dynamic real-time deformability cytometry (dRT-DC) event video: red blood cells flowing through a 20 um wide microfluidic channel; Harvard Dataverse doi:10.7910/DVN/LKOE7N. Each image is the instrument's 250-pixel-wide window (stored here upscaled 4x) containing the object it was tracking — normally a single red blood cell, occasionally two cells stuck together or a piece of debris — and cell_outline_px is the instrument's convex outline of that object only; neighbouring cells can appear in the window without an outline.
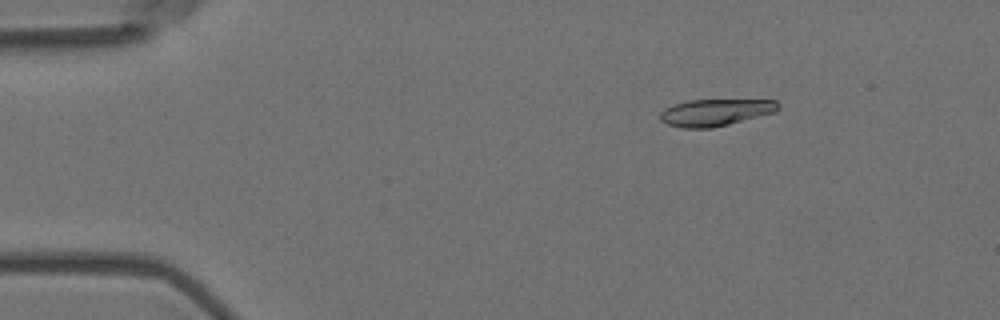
{"species": "Egyptian fruit bat (a non-hibernating species)", "species_latin": "Rousettus aegyptiacus", "temperature_condition": "room temperature", "stored_images_in_passage": 11, "camera_frame_rate_fps": 3000, "um_per_image_px": 0.085, "animal": {"sex": "female"}, "frame": {"image": 1, "passage_image": 3, "time_ms": 0.667, "image_size_px": [1000, 320], "cell_outline_px": [[780, 108], [776, 112], [712, 128], [684, 128], [668, 124], [660, 120], [660, 112], [664, 108], [688, 100], [776, 100], [780, 104]], "centroid_in_image_um": [60.82, 9.55], "position_along_channel_um": 24.2, "area_um2": 18.44}}
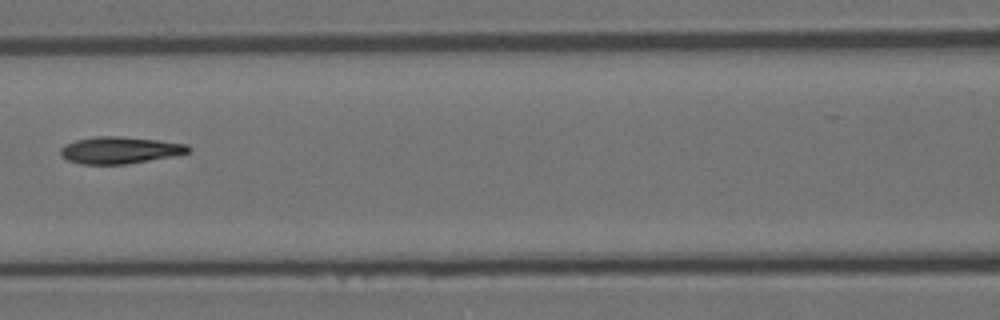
{"frame": {"image": 2, "passage_image": 7, "time_ms": 2.0, "image_size_px": [1000, 320], "cell_outline_px": [[192, 148], [188, 152], [172, 156], [124, 164], [80, 164], [68, 160], [60, 156], [60, 148], [64, 144], [76, 140], [96, 136], [120, 136], [156, 140], [188, 144]], "centroid_in_image_um": [10.14, 12.76], "position_along_channel_um": 156.5, "area_um2": 19.94}}
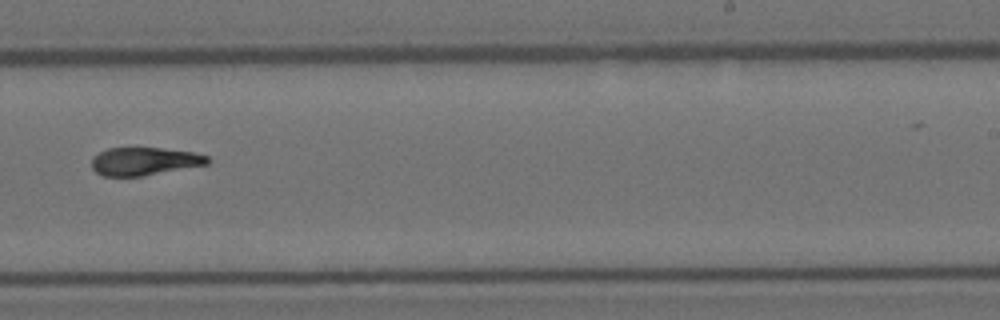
{"frame": {"image": 3, "passage_image": 10, "time_ms": 3.0, "image_size_px": [1000, 320], "cell_outline_px": [[208, 164], [140, 176], [104, 176], [96, 172], [92, 168], [92, 156], [108, 148], [160, 148], [192, 152], [208, 156]], "centroid_in_image_um": [12.23, 13.71], "position_along_channel_um": 276.8, "area_um2": 18.61}}